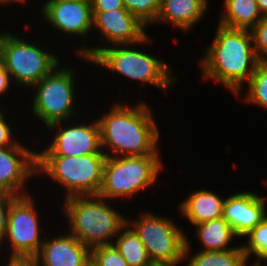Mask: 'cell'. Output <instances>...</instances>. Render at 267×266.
I'll use <instances>...</instances> for the list:
<instances>
[{
	"instance_id": "2",
	"label": "cell",
	"mask_w": 267,
	"mask_h": 266,
	"mask_svg": "<svg viewBox=\"0 0 267 266\" xmlns=\"http://www.w3.org/2000/svg\"><path fill=\"white\" fill-rule=\"evenodd\" d=\"M212 43L199 61L204 80L222 84L235 97L240 96L244 82L260 63L250 30L229 28L218 23Z\"/></svg>"
},
{
	"instance_id": "3",
	"label": "cell",
	"mask_w": 267,
	"mask_h": 266,
	"mask_svg": "<svg viewBox=\"0 0 267 266\" xmlns=\"http://www.w3.org/2000/svg\"><path fill=\"white\" fill-rule=\"evenodd\" d=\"M110 201L99 195L72 196L63 200L62 213L69 225L67 231L90 250L113 244L127 224V216L114 209Z\"/></svg>"
},
{
	"instance_id": "33",
	"label": "cell",
	"mask_w": 267,
	"mask_h": 266,
	"mask_svg": "<svg viewBox=\"0 0 267 266\" xmlns=\"http://www.w3.org/2000/svg\"><path fill=\"white\" fill-rule=\"evenodd\" d=\"M259 10L263 16H267V0H256Z\"/></svg>"
},
{
	"instance_id": "6",
	"label": "cell",
	"mask_w": 267,
	"mask_h": 266,
	"mask_svg": "<svg viewBox=\"0 0 267 266\" xmlns=\"http://www.w3.org/2000/svg\"><path fill=\"white\" fill-rule=\"evenodd\" d=\"M105 154L80 156L37 155V176L42 173L65 188L63 199L97 195L102 184Z\"/></svg>"
},
{
	"instance_id": "16",
	"label": "cell",
	"mask_w": 267,
	"mask_h": 266,
	"mask_svg": "<svg viewBox=\"0 0 267 266\" xmlns=\"http://www.w3.org/2000/svg\"><path fill=\"white\" fill-rule=\"evenodd\" d=\"M34 259L38 266H89L90 249L64 232L54 239L45 237Z\"/></svg>"
},
{
	"instance_id": "5",
	"label": "cell",
	"mask_w": 267,
	"mask_h": 266,
	"mask_svg": "<svg viewBox=\"0 0 267 266\" xmlns=\"http://www.w3.org/2000/svg\"><path fill=\"white\" fill-rule=\"evenodd\" d=\"M162 170L160 155L106 157L97 195L114 201L130 199L155 185Z\"/></svg>"
},
{
	"instance_id": "13",
	"label": "cell",
	"mask_w": 267,
	"mask_h": 266,
	"mask_svg": "<svg viewBox=\"0 0 267 266\" xmlns=\"http://www.w3.org/2000/svg\"><path fill=\"white\" fill-rule=\"evenodd\" d=\"M37 152L22 142L0 148V192L15 197L29 195L25 188L29 179L37 177Z\"/></svg>"
},
{
	"instance_id": "22",
	"label": "cell",
	"mask_w": 267,
	"mask_h": 266,
	"mask_svg": "<svg viewBox=\"0 0 267 266\" xmlns=\"http://www.w3.org/2000/svg\"><path fill=\"white\" fill-rule=\"evenodd\" d=\"M113 244L128 266H150L152 261L134 230L126 224L115 237Z\"/></svg>"
},
{
	"instance_id": "17",
	"label": "cell",
	"mask_w": 267,
	"mask_h": 266,
	"mask_svg": "<svg viewBox=\"0 0 267 266\" xmlns=\"http://www.w3.org/2000/svg\"><path fill=\"white\" fill-rule=\"evenodd\" d=\"M209 3V0H161L155 25L163 22L188 33L208 13Z\"/></svg>"
},
{
	"instance_id": "35",
	"label": "cell",
	"mask_w": 267,
	"mask_h": 266,
	"mask_svg": "<svg viewBox=\"0 0 267 266\" xmlns=\"http://www.w3.org/2000/svg\"><path fill=\"white\" fill-rule=\"evenodd\" d=\"M150 266H177V265H171V264H157V263H153Z\"/></svg>"
},
{
	"instance_id": "1",
	"label": "cell",
	"mask_w": 267,
	"mask_h": 266,
	"mask_svg": "<svg viewBox=\"0 0 267 266\" xmlns=\"http://www.w3.org/2000/svg\"><path fill=\"white\" fill-rule=\"evenodd\" d=\"M146 101H118L97 118L101 149L107 157L160 155V130ZM108 150V151H107ZM110 154V155H109Z\"/></svg>"
},
{
	"instance_id": "23",
	"label": "cell",
	"mask_w": 267,
	"mask_h": 266,
	"mask_svg": "<svg viewBox=\"0 0 267 266\" xmlns=\"http://www.w3.org/2000/svg\"><path fill=\"white\" fill-rule=\"evenodd\" d=\"M247 243L242 244L244 255L248 259L253 255L256 257L254 265H266L267 263V217L257 224L247 235ZM262 261V262H261ZM266 262V263H265Z\"/></svg>"
},
{
	"instance_id": "28",
	"label": "cell",
	"mask_w": 267,
	"mask_h": 266,
	"mask_svg": "<svg viewBox=\"0 0 267 266\" xmlns=\"http://www.w3.org/2000/svg\"><path fill=\"white\" fill-rule=\"evenodd\" d=\"M5 112L0 108V148L15 145L19 139H15L10 122L6 119ZM8 121V122H7Z\"/></svg>"
},
{
	"instance_id": "36",
	"label": "cell",
	"mask_w": 267,
	"mask_h": 266,
	"mask_svg": "<svg viewBox=\"0 0 267 266\" xmlns=\"http://www.w3.org/2000/svg\"><path fill=\"white\" fill-rule=\"evenodd\" d=\"M248 266H262V265L249 264ZM264 266H267V265H264Z\"/></svg>"
},
{
	"instance_id": "4",
	"label": "cell",
	"mask_w": 267,
	"mask_h": 266,
	"mask_svg": "<svg viewBox=\"0 0 267 266\" xmlns=\"http://www.w3.org/2000/svg\"><path fill=\"white\" fill-rule=\"evenodd\" d=\"M151 41L152 38L147 35L137 44L107 46L92 60V65L96 68L97 66L106 68L112 74H118L125 77L126 80L137 81L141 83V88L151 85L160 91L163 90V93H167L179 75H175L171 64L165 60L135 47L140 44L148 43L149 45Z\"/></svg>"
},
{
	"instance_id": "21",
	"label": "cell",
	"mask_w": 267,
	"mask_h": 266,
	"mask_svg": "<svg viewBox=\"0 0 267 266\" xmlns=\"http://www.w3.org/2000/svg\"><path fill=\"white\" fill-rule=\"evenodd\" d=\"M190 241L186 238L184 250V263L186 266H248L243 248H233L226 251H200L190 253Z\"/></svg>"
},
{
	"instance_id": "32",
	"label": "cell",
	"mask_w": 267,
	"mask_h": 266,
	"mask_svg": "<svg viewBox=\"0 0 267 266\" xmlns=\"http://www.w3.org/2000/svg\"><path fill=\"white\" fill-rule=\"evenodd\" d=\"M6 266H38L34 258H8Z\"/></svg>"
},
{
	"instance_id": "24",
	"label": "cell",
	"mask_w": 267,
	"mask_h": 266,
	"mask_svg": "<svg viewBox=\"0 0 267 266\" xmlns=\"http://www.w3.org/2000/svg\"><path fill=\"white\" fill-rule=\"evenodd\" d=\"M246 87L248 89H246L243 102L267 109V62H260L256 66Z\"/></svg>"
},
{
	"instance_id": "14",
	"label": "cell",
	"mask_w": 267,
	"mask_h": 266,
	"mask_svg": "<svg viewBox=\"0 0 267 266\" xmlns=\"http://www.w3.org/2000/svg\"><path fill=\"white\" fill-rule=\"evenodd\" d=\"M41 4L43 19L61 35L80 36L86 41L93 31L90 0H46Z\"/></svg>"
},
{
	"instance_id": "11",
	"label": "cell",
	"mask_w": 267,
	"mask_h": 266,
	"mask_svg": "<svg viewBox=\"0 0 267 266\" xmlns=\"http://www.w3.org/2000/svg\"><path fill=\"white\" fill-rule=\"evenodd\" d=\"M92 15V30L100 33V47L84 45L74 48L75 55L87 63L92 64V60L107 46L137 44L147 36L146 26L127 9L92 11Z\"/></svg>"
},
{
	"instance_id": "7",
	"label": "cell",
	"mask_w": 267,
	"mask_h": 266,
	"mask_svg": "<svg viewBox=\"0 0 267 266\" xmlns=\"http://www.w3.org/2000/svg\"><path fill=\"white\" fill-rule=\"evenodd\" d=\"M1 32L0 35V62L5 66L10 79L16 87H30L48 75L58 64L59 57L48 52L37 42L21 39L18 34ZM39 44V45H38ZM45 49V50H44ZM47 49V52H46Z\"/></svg>"
},
{
	"instance_id": "8",
	"label": "cell",
	"mask_w": 267,
	"mask_h": 266,
	"mask_svg": "<svg viewBox=\"0 0 267 266\" xmlns=\"http://www.w3.org/2000/svg\"><path fill=\"white\" fill-rule=\"evenodd\" d=\"M75 68L58 64L33 86L31 112L45 127L60 121H70L76 113Z\"/></svg>"
},
{
	"instance_id": "15",
	"label": "cell",
	"mask_w": 267,
	"mask_h": 266,
	"mask_svg": "<svg viewBox=\"0 0 267 266\" xmlns=\"http://www.w3.org/2000/svg\"><path fill=\"white\" fill-rule=\"evenodd\" d=\"M266 198L251 191H239L226 198L222 217L240 239L267 217Z\"/></svg>"
},
{
	"instance_id": "26",
	"label": "cell",
	"mask_w": 267,
	"mask_h": 266,
	"mask_svg": "<svg viewBox=\"0 0 267 266\" xmlns=\"http://www.w3.org/2000/svg\"><path fill=\"white\" fill-rule=\"evenodd\" d=\"M91 266H128L114 244L102 245L90 250Z\"/></svg>"
},
{
	"instance_id": "10",
	"label": "cell",
	"mask_w": 267,
	"mask_h": 266,
	"mask_svg": "<svg viewBox=\"0 0 267 266\" xmlns=\"http://www.w3.org/2000/svg\"><path fill=\"white\" fill-rule=\"evenodd\" d=\"M34 200L29 194L15 197L10 203L7 230L0 242V251L3 245L10 247L9 258H34L42 246L45 237L41 235L40 212Z\"/></svg>"
},
{
	"instance_id": "20",
	"label": "cell",
	"mask_w": 267,
	"mask_h": 266,
	"mask_svg": "<svg viewBox=\"0 0 267 266\" xmlns=\"http://www.w3.org/2000/svg\"><path fill=\"white\" fill-rule=\"evenodd\" d=\"M219 24L251 30L263 17L256 0H224Z\"/></svg>"
},
{
	"instance_id": "30",
	"label": "cell",
	"mask_w": 267,
	"mask_h": 266,
	"mask_svg": "<svg viewBox=\"0 0 267 266\" xmlns=\"http://www.w3.org/2000/svg\"><path fill=\"white\" fill-rule=\"evenodd\" d=\"M92 11L126 9L123 0H90Z\"/></svg>"
},
{
	"instance_id": "19",
	"label": "cell",
	"mask_w": 267,
	"mask_h": 266,
	"mask_svg": "<svg viewBox=\"0 0 267 266\" xmlns=\"http://www.w3.org/2000/svg\"><path fill=\"white\" fill-rule=\"evenodd\" d=\"M195 232L202 245L200 251H226L242 248V245L230 246L233 244V239H239V237L223 217L195 225Z\"/></svg>"
},
{
	"instance_id": "9",
	"label": "cell",
	"mask_w": 267,
	"mask_h": 266,
	"mask_svg": "<svg viewBox=\"0 0 267 266\" xmlns=\"http://www.w3.org/2000/svg\"><path fill=\"white\" fill-rule=\"evenodd\" d=\"M140 213L138 218L127 217V224L144 244L152 263L182 264L187 238L182 226L147 210Z\"/></svg>"
},
{
	"instance_id": "25",
	"label": "cell",
	"mask_w": 267,
	"mask_h": 266,
	"mask_svg": "<svg viewBox=\"0 0 267 266\" xmlns=\"http://www.w3.org/2000/svg\"><path fill=\"white\" fill-rule=\"evenodd\" d=\"M123 3L127 11L145 26L156 23L161 0H123Z\"/></svg>"
},
{
	"instance_id": "18",
	"label": "cell",
	"mask_w": 267,
	"mask_h": 266,
	"mask_svg": "<svg viewBox=\"0 0 267 266\" xmlns=\"http://www.w3.org/2000/svg\"><path fill=\"white\" fill-rule=\"evenodd\" d=\"M226 197L222 198L207 189L192 191L187 198L178 205V212L182 218H187L193 226L222 218Z\"/></svg>"
},
{
	"instance_id": "29",
	"label": "cell",
	"mask_w": 267,
	"mask_h": 266,
	"mask_svg": "<svg viewBox=\"0 0 267 266\" xmlns=\"http://www.w3.org/2000/svg\"><path fill=\"white\" fill-rule=\"evenodd\" d=\"M15 196L0 192V242L4 238L7 230V217L11 201Z\"/></svg>"
},
{
	"instance_id": "27",
	"label": "cell",
	"mask_w": 267,
	"mask_h": 266,
	"mask_svg": "<svg viewBox=\"0 0 267 266\" xmlns=\"http://www.w3.org/2000/svg\"><path fill=\"white\" fill-rule=\"evenodd\" d=\"M250 32L258 59L267 62V16H263Z\"/></svg>"
},
{
	"instance_id": "31",
	"label": "cell",
	"mask_w": 267,
	"mask_h": 266,
	"mask_svg": "<svg viewBox=\"0 0 267 266\" xmlns=\"http://www.w3.org/2000/svg\"><path fill=\"white\" fill-rule=\"evenodd\" d=\"M11 79L9 73L7 72L5 66L0 62V96L10 91L11 89ZM9 90V91H8Z\"/></svg>"
},
{
	"instance_id": "34",
	"label": "cell",
	"mask_w": 267,
	"mask_h": 266,
	"mask_svg": "<svg viewBox=\"0 0 267 266\" xmlns=\"http://www.w3.org/2000/svg\"><path fill=\"white\" fill-rule=\"evenodd\" d=\"M16 2H18L19 4L21 3V4H26L28 1L27 0H0V5H8V4H10V3H16Z\"/></svg>"
},
{
	"instance_id": "12",
	"label": "cell",
	"mask_w": 267,
	"mask_h": 266,
	"mask_svg": "<svg viewBox=\"0 0 267 266\" xmlns=\"http://www.w3.org/2000/svg\"><path fill=\"white\" fill-rule=\"evenodd\" d=\"M65 121L50 124L48 128L55 133L52 143L44 150L37 151V155L80 156L90 154H105L101 149L100 128L97 120L89 124L77 122L64 127ZM52 130V131H51Z\"/></svg>"
}]
</instances>
